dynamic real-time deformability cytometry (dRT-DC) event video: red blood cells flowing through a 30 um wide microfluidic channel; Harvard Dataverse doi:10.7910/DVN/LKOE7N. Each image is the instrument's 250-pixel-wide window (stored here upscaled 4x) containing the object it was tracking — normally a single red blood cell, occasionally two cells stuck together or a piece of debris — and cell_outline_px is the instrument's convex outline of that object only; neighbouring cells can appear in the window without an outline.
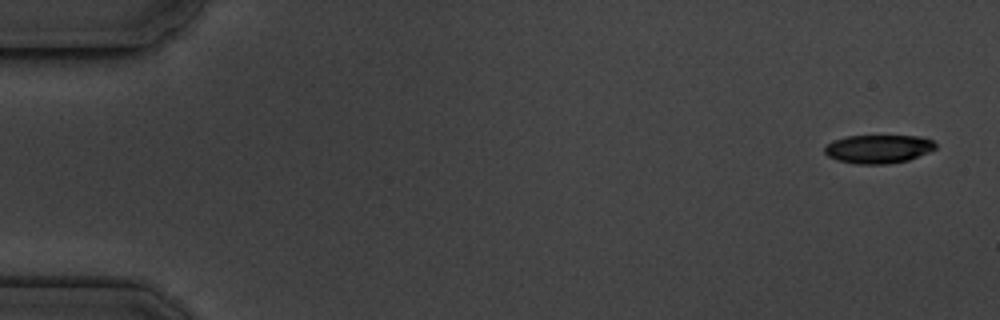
{"species": "common noctule bat (a hibernating species)", "species_latin": "Nyctalus noctula", "temperature_condition": "cold", "stored_images_in_passage": 5, "camera_frame_rate_fps": 3000, "um_per_image_px": 0.085, "animal": {"sex": "male", "body_mass_g": 19.5, "forearm_length_mm": 54.6}, "frame": {"image": 1, "passage_image": 1, "time_ms": 0.0, "image_size_px": [1000, 320], "cell_outline_px": [[936, 148], [928, 152], [908, 160], [888, 164], [856, 164], [836, 160], [828, 156], [824, 152], [824, 148], [832, 140], [844, 136], [920, 136], [932, 140], [936, 144]], "centroid_in_image_um": [74.63, 12.66], "position_along_channel_um": 10.4, "area_um2": 18.5}}